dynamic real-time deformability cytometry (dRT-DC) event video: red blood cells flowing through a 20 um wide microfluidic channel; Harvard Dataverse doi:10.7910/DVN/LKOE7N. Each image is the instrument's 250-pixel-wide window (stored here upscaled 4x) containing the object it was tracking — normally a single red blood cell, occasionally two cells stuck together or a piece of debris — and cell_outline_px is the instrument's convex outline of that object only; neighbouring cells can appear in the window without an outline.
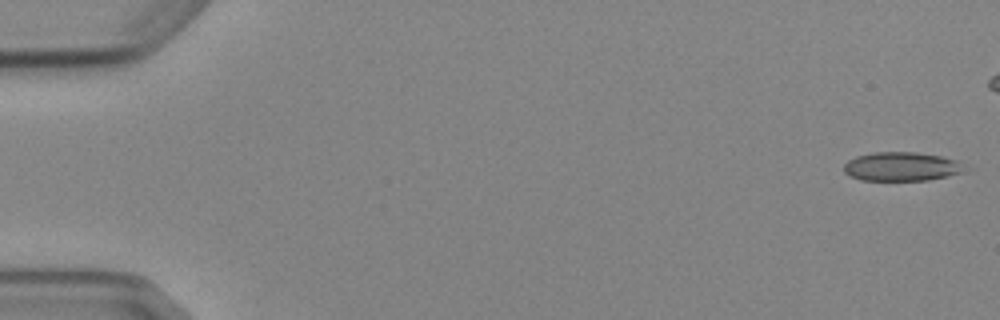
{"species": "Egyptian fruit bat (a non-hibernating species)", "species_latin": "Rousettus aegyptiacus", "temperature_condition": "cold", "stored_images_in_passage": 6, "camera_frame_rate_fps": 3000, "um_per_image_px": 0.085, "animal": {"sex": "female"}, "frame": {"image": 1, "passage_image": 1, "time_ms": 0.0, "image_size_px": [1000, 320], "cell_outline_px": [[968, 172], [928, 180], [860, 180], [848, 176], [844, 172], [844, 164], [848, 160], [856, 156], [872, 152], [916, 152], [940, 156], [956, 160]], "centroid_in_image_um": [76.6, 14.16], "position_along_channel_um": 8.4, "area_um2": 20.46}}
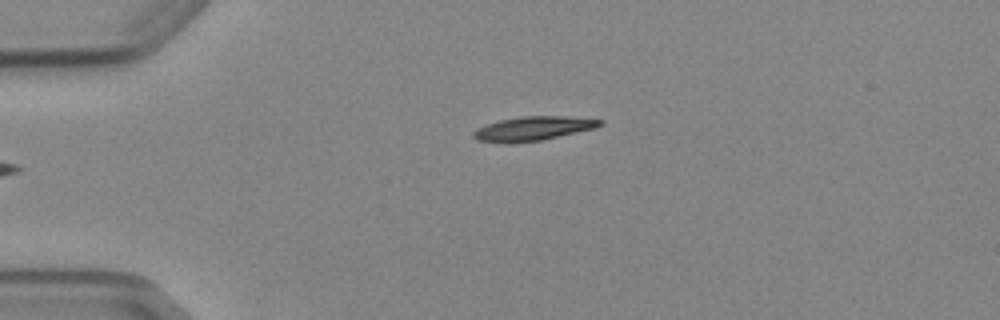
{"frame": {"image": 2, "passage_image": 6, "time_ms": 6.0, "image_size_px": [1000, 320], "cell_outline_px": [[604, 124], [596, 128], [540, 140], [504, 144], [476, 140], [472, 136], [472, 132], [476, 128], [500, 120], [520, 116], [568, 116], [604, 120]], "centroid_in_image_um": [45.29, 10.93], "position_along_channel_um": 39.7, "area_um2": 17.92}}